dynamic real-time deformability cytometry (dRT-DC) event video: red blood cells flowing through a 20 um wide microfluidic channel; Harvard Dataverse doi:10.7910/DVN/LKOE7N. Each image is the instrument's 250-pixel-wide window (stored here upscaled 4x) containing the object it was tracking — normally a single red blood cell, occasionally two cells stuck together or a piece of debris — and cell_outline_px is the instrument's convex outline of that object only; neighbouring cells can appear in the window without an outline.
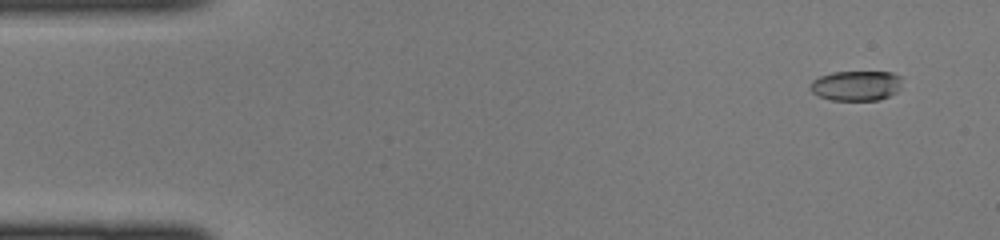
{"species": "common noctule bat (a hibernating species)", "species_latin": "Nyctalus noctula", "temperature_condition": "cold", "stored_images_in_passage": 45, "camera_frame_rate_fps": 3000, "um_per_image_px": 0.085, "animal": {"sex": "female", "body_mass_g": 22.0, "forearm_length_mm": 56.7}, "frame": {"image": 1, "passage_image": 3, "time_ms": 0.667, "image_size_px": [1000, 240], "cell_outline_px": [[900, 84], [896, 92], [880, 100], [832, 100], [816, 96], [808, 88], [808, 84], [812, 80], [820, 76], [832, 72], [892, 72], [900, 76]], "centroid_in_image_um": [72.7, 7.28], "position_along_channel_um": 12.3, "area_um2": 16.18}}
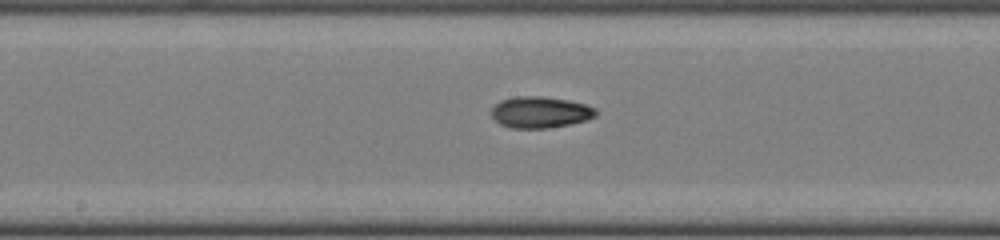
{"frame": {"image": 2, "passage_image": 23, "time_ms": 7.333, "image_size_px": [1000, 240], "cell_outline_px": [[596, 116], [588, 120], [548, 128], [512, 128], [500, 124], [492, 116], [492, 108], [500, 100], [516, 96], [540, 96], [568, 100], [584, 104], [596, 108]], "centroid_in_image_um": [45.92, 9.54], "position_along_channel_um": 202.3, "area_um2": 19.02}}
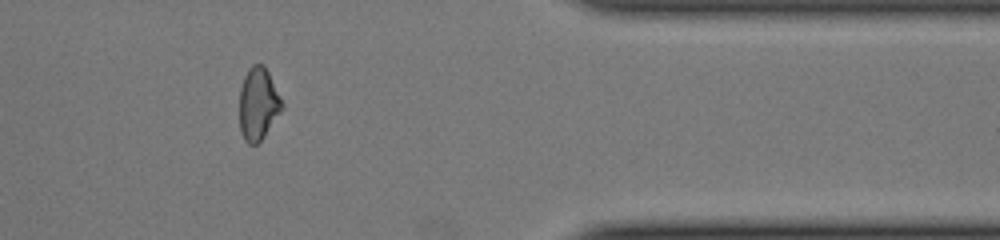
{"frame": {"image": 3, "passage_image": 37, "time_ms": 12.0, "image_size_px": [1000, 240], "cell_outline_px": [[284, 108], [264, 136], [256, 144], [248, 144], [244, 140], [240, 132], [240, 88], [244, 76], [248, 68], [252, 64], [264, 64], [284, 104]], "centroid_in_image_um": [21.95, 8.83], "position_along_channel_um": 389.5, "area_um2": 18.03}}